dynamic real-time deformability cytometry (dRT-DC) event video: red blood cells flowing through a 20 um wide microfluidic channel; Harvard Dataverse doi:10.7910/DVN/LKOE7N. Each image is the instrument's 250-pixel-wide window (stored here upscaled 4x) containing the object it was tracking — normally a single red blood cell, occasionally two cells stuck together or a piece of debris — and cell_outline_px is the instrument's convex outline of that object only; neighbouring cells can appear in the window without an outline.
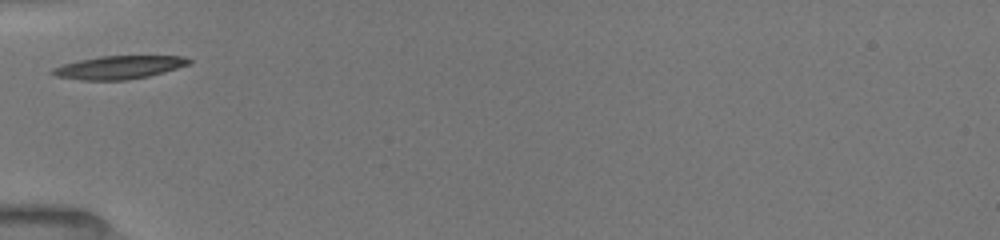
{"species": "common noctule bat (a hibernating species)", "species_latin": "Nyctalus noctula", "temperature_condition": "room temperature", "stored_images_in_passage": 5, "camera_frame_rate_fps": 3000, "um_per_image_px": 0.085, "animal": {"sex": "female", "body_mass_g": 19.5, "forearm_length_mm": 54.1}, "frame": {"image": 1, "passage_image": 1, "time_ms": 0.0, "image_size_px": [1000, 240], "cell_outline_px": [[192, 60], [188, 64], [176, 68], [148, 76], [128, 80], [80, 80], [56, 76], [48, 72], [52, 68], [64, 64], [80, 60], [100, 56], [184, 56]], "centroid_in_image_um": [10.07, 5.73], "position_along_channel_um": 74.9, "area_um2": 18.26}}